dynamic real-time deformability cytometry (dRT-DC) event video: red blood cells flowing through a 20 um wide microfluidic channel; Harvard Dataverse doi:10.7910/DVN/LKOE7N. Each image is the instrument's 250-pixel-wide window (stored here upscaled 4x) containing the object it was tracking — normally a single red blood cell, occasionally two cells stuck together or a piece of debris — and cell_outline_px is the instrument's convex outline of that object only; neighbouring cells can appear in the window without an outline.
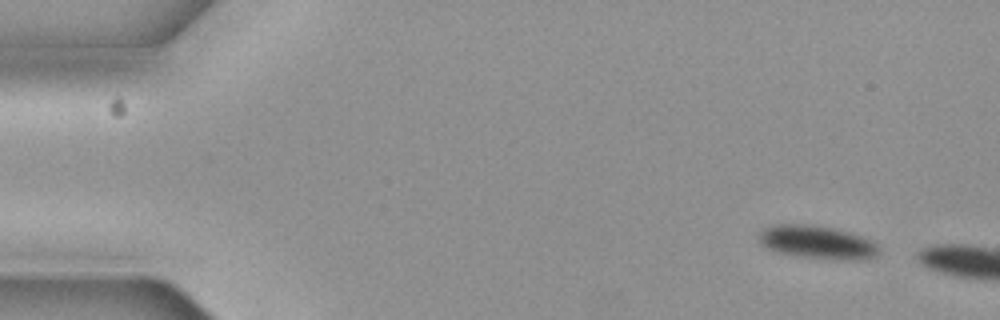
{"species": "common noctule bat (a hibernating species)", "species_latin": "Nyctalus noctula", "temperature_condition": "cold", "stored_images_in_passage": 2, "camera_frame_rate_fps": 3000, "um_per_image_px": 0.085, "animal": {"sex": "female", "body_mass_g": 19.3, "forearm_length_mm": 54.1}, "frame": {"image": 1, "passage_image": 1, "time_ms": 0.0, "image_size_px": [1000, 320], "cell_outline_px": [[880, 252], [864, 260], [848, 260], [800, 256], [776, 252], [768, 248], [756, 236], [764, 228], [776, 224], [804, 224], [832, 228], [848, 232], [860, 236], [876, 244]], "centroid_in_image_um": [69.43, 20.59], "position_along_channel_um": 15.6, "area_um2": 22.77}}